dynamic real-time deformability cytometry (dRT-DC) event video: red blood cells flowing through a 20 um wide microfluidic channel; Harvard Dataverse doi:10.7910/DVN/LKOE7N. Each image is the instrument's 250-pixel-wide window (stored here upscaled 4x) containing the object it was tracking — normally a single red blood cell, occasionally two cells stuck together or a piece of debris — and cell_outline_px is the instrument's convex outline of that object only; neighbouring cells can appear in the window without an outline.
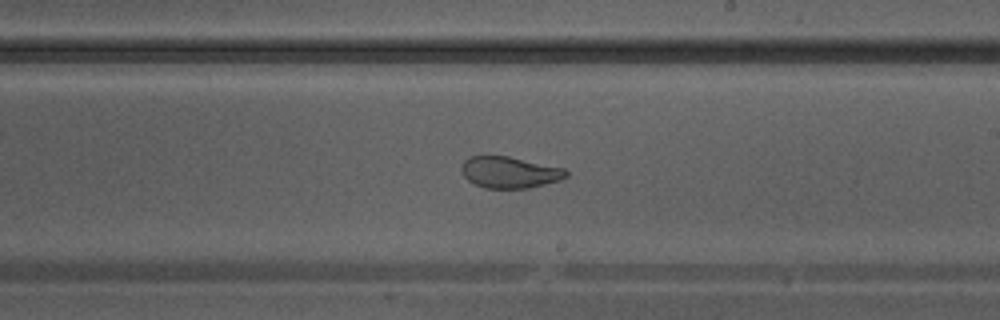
{"species": "Egyptian fruit bat (a non-hibernating species)", "species_latin": "Rousettus aegyptiacus", "temperature_condition": "warm", "stored_images_in_passage": 41, "camera_frame_rate_fps": 3000, "um_per_image_px": 0.085, "animal": {"sex": "male"}, "frame": {"image": 1, "passage_image": 24, "time_ms": 7.667, "image_size_px": [1000, 320], "cell_outline_px": [[568, 176], [560, 180], [528, 188], [484, 188], [468, 180], [464, 176], [460, 168], [464, 160], [468, 156], [508, 156], [564, 168], [568, 172]], "centroid_in_image_um": [43.3, 14.64], "position_along_channel_um": 245.7, "area_um2": 19.13}}